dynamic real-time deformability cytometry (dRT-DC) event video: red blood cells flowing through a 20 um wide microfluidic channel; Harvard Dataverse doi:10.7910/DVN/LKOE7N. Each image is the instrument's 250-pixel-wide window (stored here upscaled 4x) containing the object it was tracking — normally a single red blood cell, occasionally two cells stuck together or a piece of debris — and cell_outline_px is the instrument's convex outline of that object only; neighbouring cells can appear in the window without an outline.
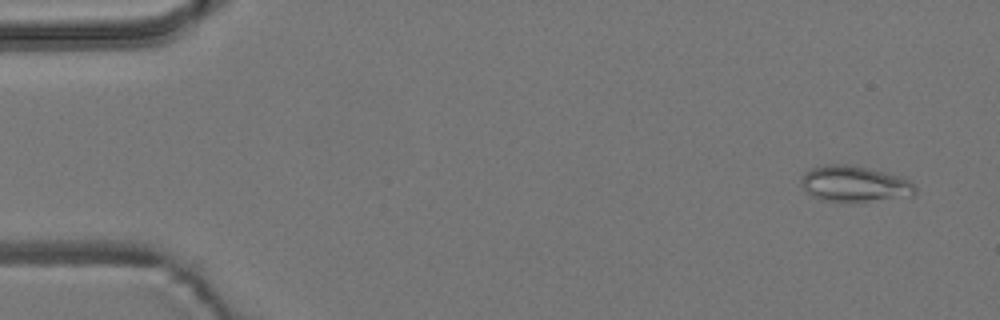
{"species": "common noctule bat (a hibernating species)", "species_latin": "Nyctalus noctula", "temperature_condition": "room temperature", "stored_images_in_passage": 55, "camera_frame_rate_fps": 3000, "um_per_image_px": 0.085, "animal": {"sex": "male", "body_mass_g": 19.2, "forearm_length_mm": 51.8}, "frame": {"image": 1, "passage_image": 3, "time_ms": 0.667, "image_size_px": [1000, 320], "cell_outline_px": [[916, 192], [912, 196], [864, 200], [820, 200], [804, 192], [800, 188], [800, 180], [804, 172], [812, 168], [824, 164], [852, 164], [888, 172], [900, 176], [908, 180], [916, 188]], "centroid_in_image_um": [72.56, 15.59], "position_along_channel_um": 12.4, "area_um2": 23.81}}
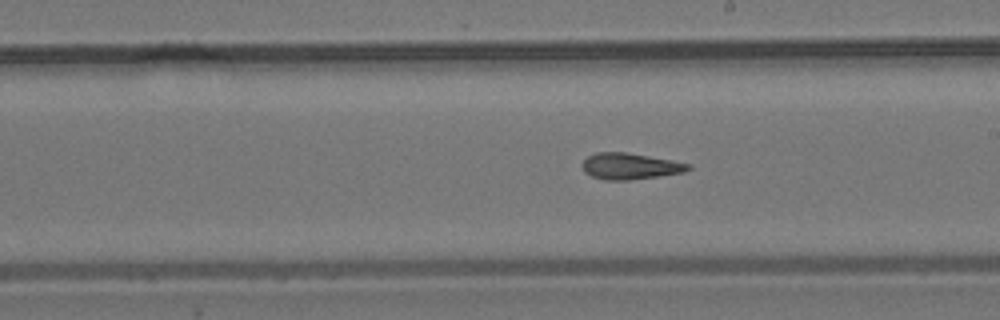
{"frame": {"image": 2, "passage_image": 31, "time_ms": 10.0, "image_size_px": [1000, 320], "cell_outline_px": [[692, 168], [684, 172], [660, 176], [628, 180], [604, 180], [592, 176], [584, 172], [580, 164], [588, 156], [596, 152], [628, 152], [672, 160], [692, 164]], "centroid_in_image_um": [53.55, 14.12], "position_along_channel_um": 235.4, "area_um2": 16.42}}
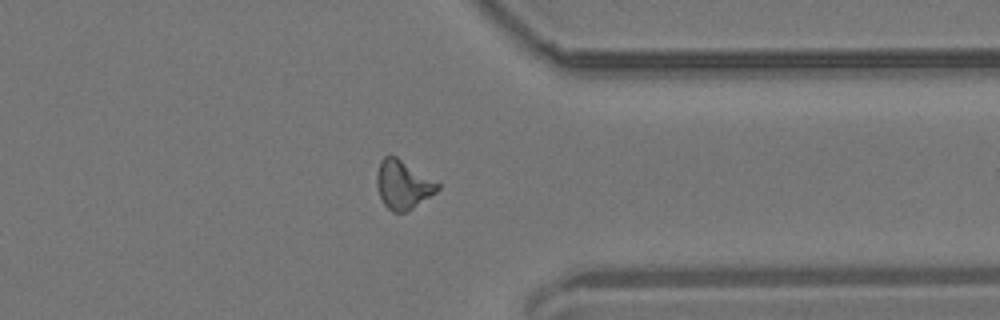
{"frame": {"image": 3, "passage_image": 43, "time_ms": 14.0, "image_size_px": [1000, 320], "cell_outline_px": [[440, 188], [436, 192], [412, 208], [404, 212], [392, 212], [384, 204], [380, 196], [376, 184], [376, 172], [380, 160], [384, 156], [396, 156], [440, 184]], "centroid_in_image_um": [34.22, 15.69], "position_along_channel_um": 377.2, "area_um2": 17.05}, "authors_computed_cell_mechanics": {"area_um2": 16.5308, "velocity_mm_per_s": 3.7031, "shape_relaxation_time_tau1_ms": null, "shape_relaxation_time_tau2_ms": 3.9675, "deformation_change_tau1": null, "deformation_change_tau2": 0.1331}}